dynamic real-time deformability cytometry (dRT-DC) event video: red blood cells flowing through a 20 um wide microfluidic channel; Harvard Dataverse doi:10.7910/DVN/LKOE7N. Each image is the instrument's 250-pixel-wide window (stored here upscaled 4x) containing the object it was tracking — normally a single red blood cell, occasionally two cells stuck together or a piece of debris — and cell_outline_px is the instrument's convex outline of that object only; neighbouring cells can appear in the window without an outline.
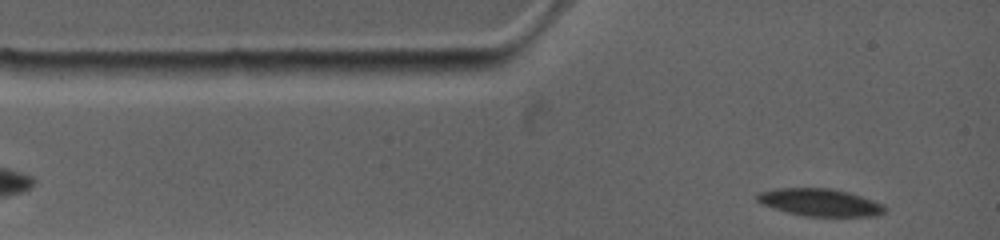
{"species": "common noctule bat (a hibernating species)", "species_latin": "Nyctalus noctula", "temperature_condition": "warm", "stored_images_in_passage": 42, "camera_frame_rate_fps": 4500, "um_per_image_px": 0.085, "animal": {"sex": "female", "body_mass_g": 19.0, "forearm_length_mm": 53.3}, "frame": {"image": 1, "passage_image": 3, "time_ms": 0.444, "image_size_px": [1000, 240], "cell_outline_px": [[888, 208], [884, 212], [872, 216], [808, 216], [788, 212], [764, 204], [756, 200], [756, 192], [780, 188], [828, 188], [848, 192], [884, 204]], "centroid_in_image_um": [69.71, 17.19], "position_along_channel_um": 15.3, "area_um2": 20.11}}
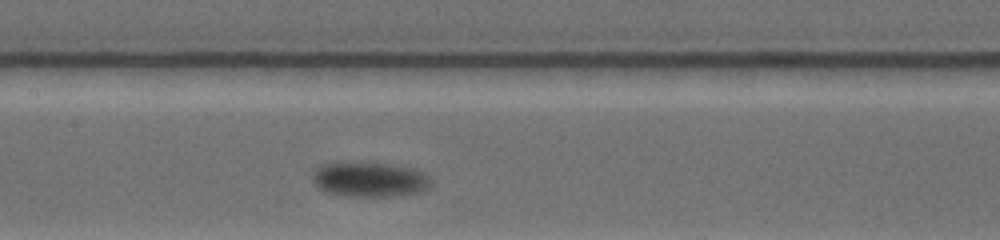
{"frame": {"image": 2, "passage_image": 25, "time_ms": 5.556, "image_size_px": [1000, 240], "cell_outline_px": [[432, 184], [428, 188], [416, 192], [400, 196], [348, 196], [324, 192], [316, 188], [312, 180], [312, 176], [320, 168], [332, 164], [372, 164], [400, 168], [420, 172], [428, 176], [432, 180]], "centroid_in_image_um": [31.39, 15.33], "position_along_channel_um": 176.0, "area_um2": 22.77}}
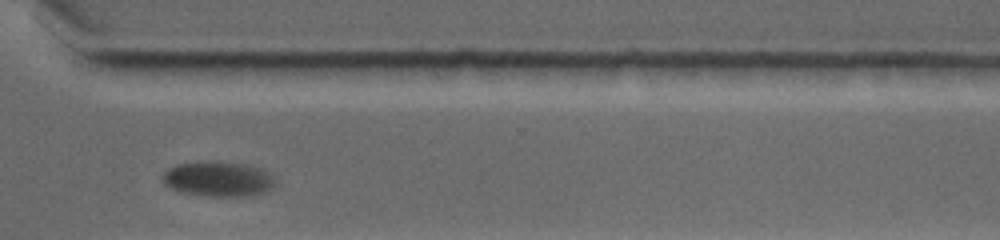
{"frame": {"image": 3, "passage_image": 40, "time_ms": 10.444, "image_size_px": [1000, 240], "cell_outline_px": [[280, 184], [264, 192], [244, 196], [208, 196], [184, 192], [172, 188], [164, 184], [160, 176], [168, 168], [176, 164], [240, 164], [260, 168], [272, 172]], "centroid_in_image_um": [18.63, 15.26], "position_along_channel_um": 352.0, "area_um2": 22.43}, "authors_computed_cell_mechanics": {"area_um2": 22.1374, "velocity_mm_per_s": 3.5997, "shape_relaxation_time_tau1_ms": 2.678, "shape_relaxation_time_tau2_ms": null, "deformation_change_tau1": 0.0994, "deformation_change_tau2": null}}